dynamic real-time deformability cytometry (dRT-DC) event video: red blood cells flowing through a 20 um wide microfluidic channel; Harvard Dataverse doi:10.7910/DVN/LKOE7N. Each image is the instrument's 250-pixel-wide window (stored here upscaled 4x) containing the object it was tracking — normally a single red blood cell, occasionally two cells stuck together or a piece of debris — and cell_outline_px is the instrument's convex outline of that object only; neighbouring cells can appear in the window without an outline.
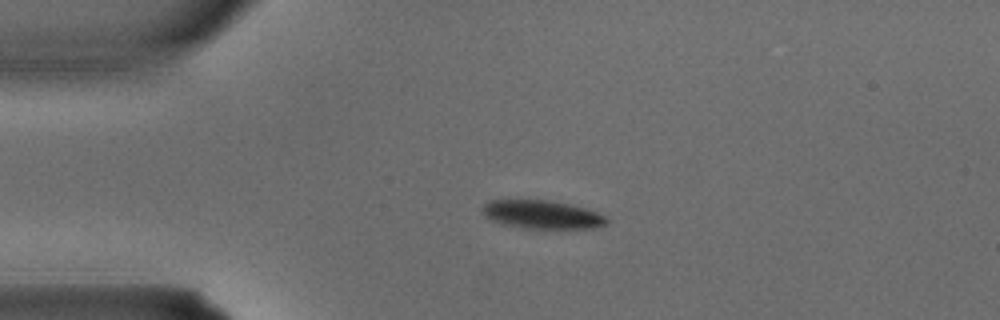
{"species": "common noctule bat (a hibernating species)", "species_latin": "Nyctalus noctula", "temperature_condition": "warm", "stored_images_in_passage": 3, "camera_frame_rate_fps": 3000, "um_per_image_px": 0.085, "animal": {"sex": "male", "body_mass_g": 15.6}, "frame": {"image": 1, "passage_image": 2, "time_ms": 0.333, "image_size_px": [1000, 320], "cell_outline_px": [[608, 224], [592, 228], [524, 228], [504, 224], [492, 220], [484, 216], [480, 212], [484, 204], [488, 200], [552, 200], [572, 204], [596, 212], [604, 216], [608, 220]], "centroid_in_image_um": [46.05, 18.22], "position_along_channel_um": 39.0, "area_um2": 20.58}}